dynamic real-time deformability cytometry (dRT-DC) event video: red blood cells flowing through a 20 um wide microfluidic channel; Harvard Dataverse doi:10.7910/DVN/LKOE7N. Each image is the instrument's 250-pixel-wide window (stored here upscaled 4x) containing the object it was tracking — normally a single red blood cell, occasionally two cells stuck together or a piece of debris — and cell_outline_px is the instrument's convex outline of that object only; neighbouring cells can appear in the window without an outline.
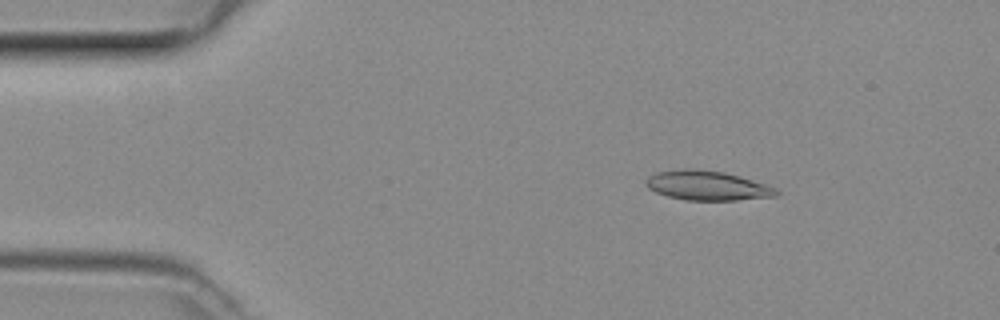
{"species": "common noctule bat (a hibernating species)", "species_latin": "Nyctalus noctula", "temperature_condition": "room temperature", "stored_images_in_passage": 46, "camera_frame_rate_fps": 3000, "um_per_image_px": 0.085, "animal": {"sex": "female", "body_mass_g": 29.2, "forearm_length_mm": 56.3}, "frame": {"image": 1, "passage_image": 5, "time_ms": 1.333, "image_size_px": [1000, 320], "cell_outline_px": [[780, 192], [776, 196], [736, 200], [688, 200], [668, 196], [656, 192], [648, 188], [644, 184], [644, 180], [648, 176], [656, 172], [684, 168], [696, 168], [724, 172], [740, 176], [776, 188]], "centroid_in_image_um": [60.08, 15.76], "position_along_channel_um": 24.9, "area_um2": 22.48}}
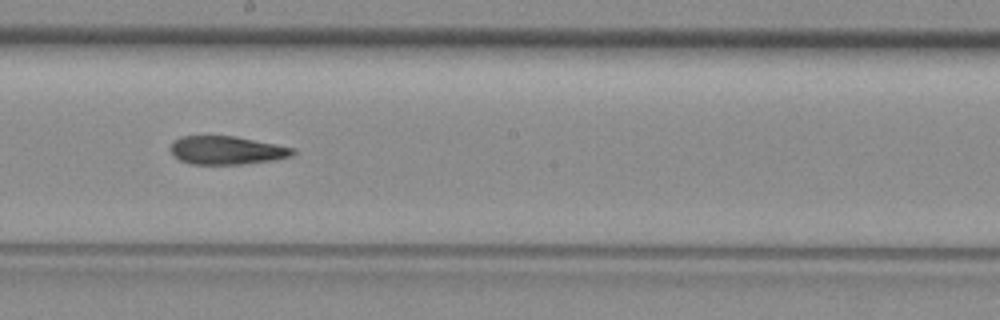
{"frame": {"image": 2, "passage_image": 24, "time_ms": 7.667, "image_size_px": [1000, 320], "cell_outline_px": [[296, 152], [292, 156], [276, 160], [244, 164], [192, 164], [180, 160], [172, 152], [172, 144], [180, 136], [236, 136], [296, 148]], "centroid_in_image_um": [19.36, 12.78], "position_along_channel_um": 228.8, "area_um2": 20.17}}
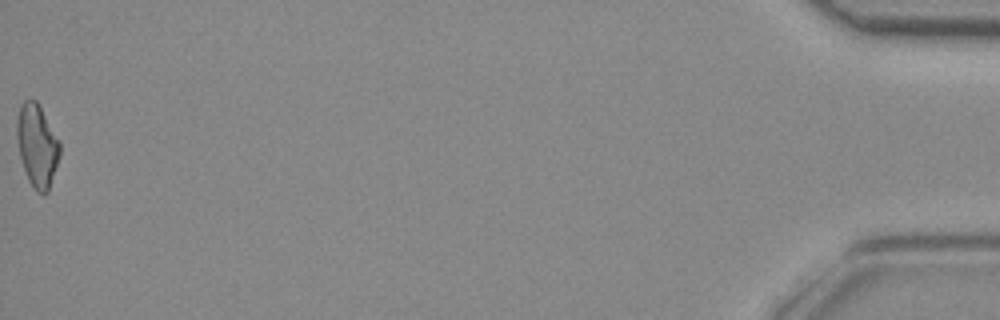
{"frame": {"image": 3, "passage_image": 46, "time_ms": 15.0, "image_size_px": [1000, 320], "cell_outline_px": [[60, 156], [48, 192], [36, 192], [28, 180], [20, 156], [16, 132], [16, 120], [20, 108], [24, 100], [36, 100], [60, 140]], "centroid_in_image_um": [3.17, 12.37], "position_along_channel_um": 432.0, "area_um2": 20.58}}